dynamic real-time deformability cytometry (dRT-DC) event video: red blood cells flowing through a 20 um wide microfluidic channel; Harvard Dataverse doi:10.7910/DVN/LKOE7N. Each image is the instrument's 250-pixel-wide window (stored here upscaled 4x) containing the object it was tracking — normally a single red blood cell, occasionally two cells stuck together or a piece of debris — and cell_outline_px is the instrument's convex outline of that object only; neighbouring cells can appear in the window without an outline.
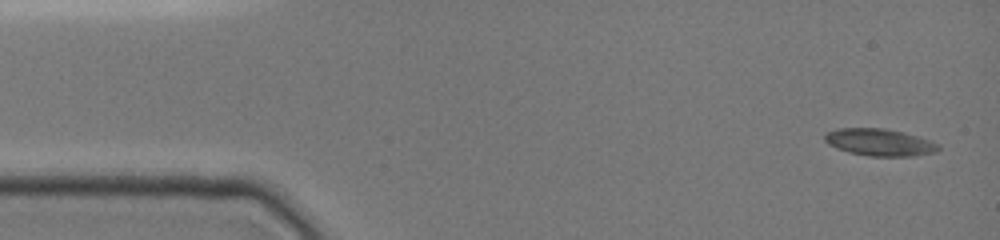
{"species": "common noctule bat (a hibernating species)", "species_latin": "Nyctalus noctula", "temperature_condition": "cold", "stored_images_in_passage": 10, "camera_frame_rate_fps": 3000, "um_per_image_px": 0.085, "animal": {"sex": "female", "body_mass_g": 19.0, "forearm_length_mm": 51.5}, "frame": {"image": 1, "passage_image": 1, "time_ms": 0.0, "image_size_px": [1000, 240], "cell_outline_px": [[940, 148], [936, 152], [912, 156], [868, 156], [848, 152], [836, 148], [828, 144], [824, 140], [824, 136], [828, 132], [840, 128], [884, 128], [904, 132], [940, 144]], "centroid_in_image_um": [74.76, 12.1], "position_along_channel_um": 10.2, "area_um2": 17.92}}
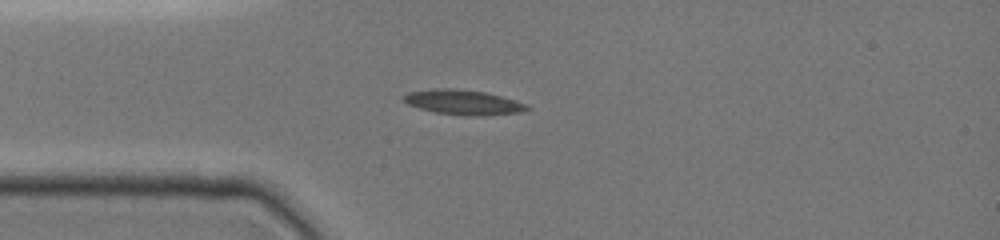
{"frame": {"image": 2, "passage_image": 9, "time_ms": 3.333, "image_size_px": [1000, 240], "cell_outline_px": [[532, 108], [520, 112], [480, 116], [464, 116], [436, 112], [420, 108], [408, 104], [400, 100], [408, 92], [432, 88], [456, 88], [484, 92], [500, 96], [528, 104]], "centroid_in_image_um": [39.36, 8.69], "position_along_channel_um": 45.6, "area_um2": 17.98}}